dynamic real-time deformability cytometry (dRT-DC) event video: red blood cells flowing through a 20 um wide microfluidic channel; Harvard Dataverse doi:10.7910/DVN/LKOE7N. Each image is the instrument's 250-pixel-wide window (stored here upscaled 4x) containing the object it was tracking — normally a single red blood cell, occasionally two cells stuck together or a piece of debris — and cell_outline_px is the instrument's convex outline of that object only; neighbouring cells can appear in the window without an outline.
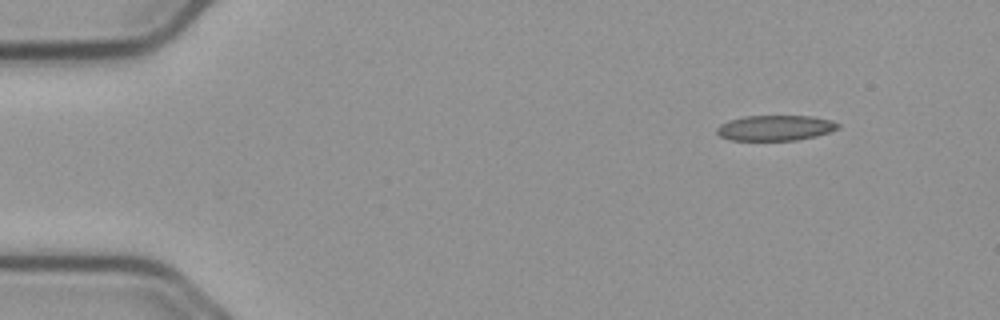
{"species": "common noctule bat (a hibernating species)", "species_latin": "Nyctalus noctula", "temperature_condition": "cold", "stored_images_in_passage": 50, "camera_frame_rate_fps": 3000, "um_per_image_px": 0.085, "animal": {"sex": "male", "body_mass_g": 23.1, "forearm_length_mm": 52.7}, "frame": {"image": 1, "passage_image": 1, "time_ms": 0.0, "image_size_px": [1000, 320], "cell_outline_px": [[840, 128], [816, 136], [796, 140], [732, 140], [720, 136], [716, 132], [716, 128], [720, 124], [728, 120], [744, 116], [812, 116], [832, 120], [840, 124]], "centroid_in_image_um": [65.9, 10.86], "position_along_channel_um": 19.1, "area_um2": 17.98}}
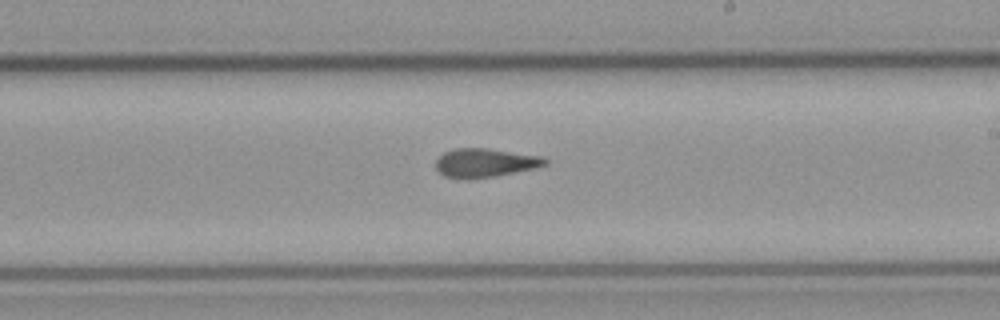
{"frame": {"image": 2, "passage_image": 27, "time_ms": 8.667, "image_size_px": [1000, 320], "cell_outline_px": [[548, 164], [536, 168], [496, 176], [468, 180], [444, 176], [436, 168], [436, 160], [444, 152], [456, 148], [488, 148], [544, 156], [548, 160]], "centroid_in_image_um": [41.27, 13.84], "position_along_channel_um": 247.7, "area_um2": 18.61}}
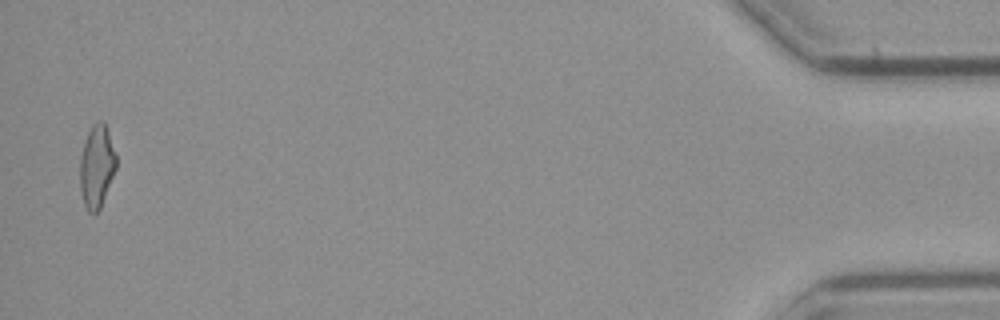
{"frame": {"image": 3, "passage_image": 49, "time_ms": 16.0, "image_size_px": [1000, 320], "cell_outline_px": [[116, 168], [100, 208], [96, 212], [88, 212], [84, 204], [80, 192], [80, 156], [88, 132], [92, 124], [100, 120], [104, 120], [116, 156]], "centroid_in_image_um": [8.21, 14.13], "position_along_channel_um": 427.0, "area_um2": 17.28}, "authors_computed_cell_mechanics": {"area_um2": 18.3515, "velocity_mm_per_s": 3.7275, "shape_relaxation_time_tau1_ms": null, "shape_relaxation_time_tau2_ms": 3.6406, "deformation_change_tau1": null, "deformation_change_tau2": 0.1345}}